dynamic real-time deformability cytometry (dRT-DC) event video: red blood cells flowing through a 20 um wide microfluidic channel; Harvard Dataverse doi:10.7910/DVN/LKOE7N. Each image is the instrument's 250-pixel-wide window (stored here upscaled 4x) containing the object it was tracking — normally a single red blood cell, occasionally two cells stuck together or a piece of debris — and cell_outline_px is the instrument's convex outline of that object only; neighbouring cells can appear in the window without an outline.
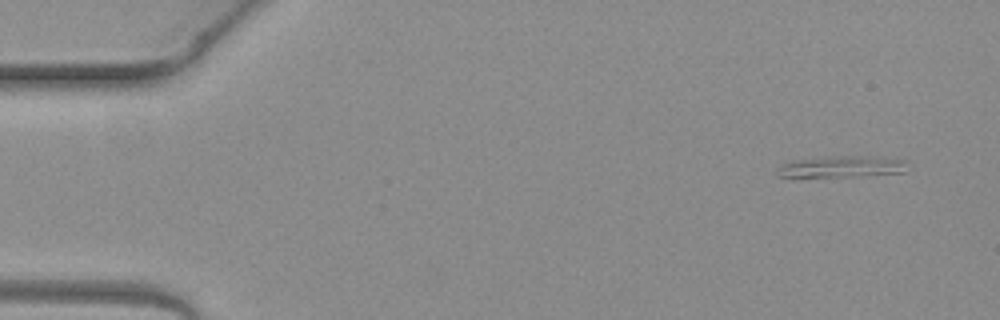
{"species": "common noctule bat (a hibernating species)", "species_latin": "Nyctalus noctula", "temperature_condition": "warm", "stored_images_in_passage": 3, "camera_frame_rate_fps": 3000, "um_per_image_px": 0.085, "animal": {"sex": "female", "body_mass_g": 19.3, "forearm_length_mm": 54.1}, "frame": {"image": 1, "passage_image": 1, "time_ms": 0.0, "image_size_px": [1000, 320], "cell_outline_px": [[904, 172], [860, 176], [800, 180], [792, 180], [776, 176], [776, 168], [780, 164], [796, 160], [828, 156], [872, 156], [904, 160]], "centroid_in_image_um": [71.27, 14.23], "position_along_channel_um": 13.7, "area_um2": 17.28}}